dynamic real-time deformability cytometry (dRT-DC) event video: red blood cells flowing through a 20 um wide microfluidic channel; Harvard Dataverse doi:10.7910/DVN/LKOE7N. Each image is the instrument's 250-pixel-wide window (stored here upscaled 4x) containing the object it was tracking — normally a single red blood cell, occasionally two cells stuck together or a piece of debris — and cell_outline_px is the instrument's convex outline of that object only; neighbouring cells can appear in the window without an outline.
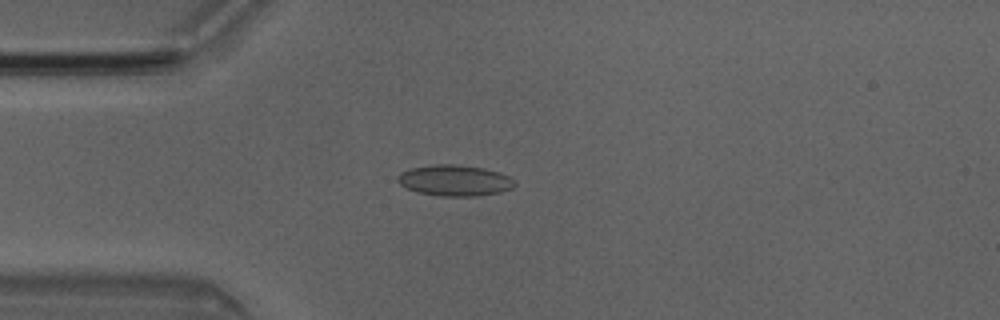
{"species": "Egyptian fruit bat (a non-hibernating species)", "species_latin": "Rousettus aegyptiacus", "temperature_condition": "room temperature", "stored_images_in_passage": 4, "camera_frame_rate_fps": 3000, "um_per_image_px": 0.085, "animal": {"sex": "male"}, "frame": {"image": 1, "passage_image": 3, "time_ms": 0.667, "image_size_px": [1000, 320], "cell_outline_px": [[516, 184], [512, 188], [500, 192], [476, 196], [440, 196], [416, 192], [400, 184], [396, 180], [396, 176], [400, 172], [408, 168], [436, 164], [456, 164], [484, 168], [500, 172], [508, 176]], "centroid_in_image_um": [38.61, 15.33], "position_along_channel_um": 46.4, "area_um2": 21.27}}